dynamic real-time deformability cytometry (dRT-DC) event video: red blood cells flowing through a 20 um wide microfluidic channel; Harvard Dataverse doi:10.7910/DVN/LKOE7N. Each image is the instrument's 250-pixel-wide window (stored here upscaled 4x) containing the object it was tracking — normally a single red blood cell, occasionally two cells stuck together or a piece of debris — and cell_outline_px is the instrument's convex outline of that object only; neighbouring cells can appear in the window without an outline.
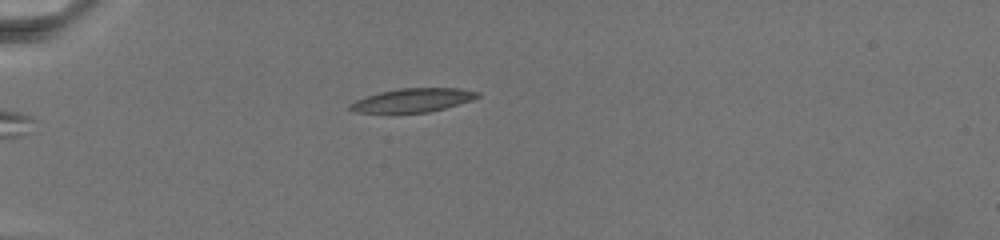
{"species": "common noctule bat (a hibernating species)", "species_latin": "Nyctalus noctula", "temperature_condition": "warm", "stored_images_in_passage": 37, "camera_frame_rate_fps": 3000, "um_per_image_px": 0.085, "animal": {"sex": "female", "body_mass_g": 19.5, "forearm_length_mm": 54.1}, "frame": {"image": 1, "passage_image": 1, "time_ms": 0.0, "image_size_px": [1000, 240], "cell_outline_px": [[480, 96], [472, 100], [444, 108], [428, 112], [356, 112], [348, 108], [348, 104], [364, 96], [380, 92], [400, 88], [460, 88], [480, 92]], "centroid_in_image_um": [35.09, 8.5], "position_along_channel_um": 49.9, "area_um2": 17.46}}
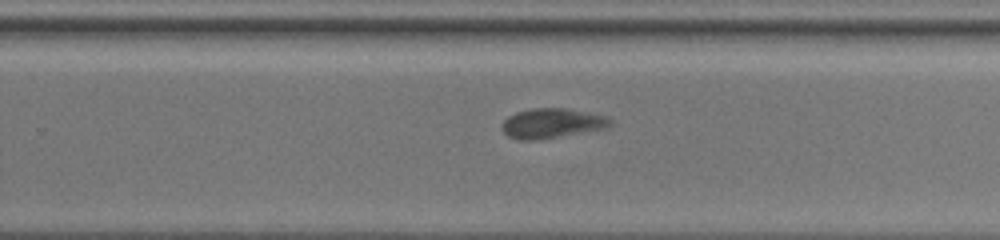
{"frame": {"image": 2, "passage_image": 18, "time_ms": 9.333, "image_size_px": [1000, 240], "cell_outline_px": [[612, 124], [608, 128], [540, 140], [520, 140], [508, 136], [504, 132], [504, 120], [508, 116], [516, 112], [532, 108], [568, 108], [608, 116], [612, 120]], "centroid_in_image_um": [46.97, 10.48], "position_along_channel_um": 282.8, "area_um2": 18.96}}
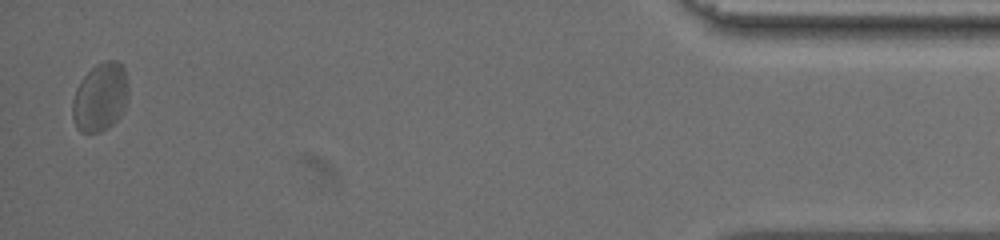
{"frame": {"image": 3, "passage_image": 36, "time_ms": 17.0, "image_size_px": [1000, 240], "cell_outline_px": [[128, 96], [124, 108], [120, 116], [108, 128], [100, 132], [80, 132], [76, 128], [72, 116], [72, 100], [76, 88], [80, 80], [96, 64], [104, 60], [116, 60], [124, 68], [128, 84]], "centroid_in_image_um": [8.51, 8.26], "position_along_channel_um": 426.7, "area_um2": 22.48}}